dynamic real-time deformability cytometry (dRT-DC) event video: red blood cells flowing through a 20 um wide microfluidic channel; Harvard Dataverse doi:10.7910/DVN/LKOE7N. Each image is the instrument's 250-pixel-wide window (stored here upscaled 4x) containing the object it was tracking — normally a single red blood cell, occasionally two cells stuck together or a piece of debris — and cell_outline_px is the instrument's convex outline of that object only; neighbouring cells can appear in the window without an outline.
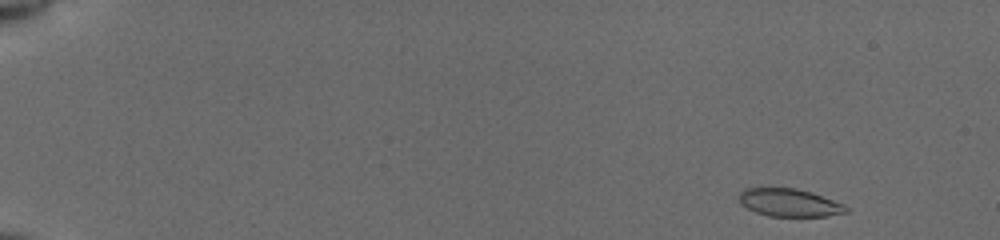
{"species": "common noctule bat (a hibernating species)", "species_latin": "Nyctalus noctula", "temperature_condition": "cold", "stored_images_in_passage": 50, "camera_frame_rate_fps": 3000, "um_per_image_px": 0.085, "animal": {"sex": "female", "body_mass_g": 19.5, "forearm_length_mm": 54.1}, "frame": {"image": 1, "passage_image": 1, "time_ms": 0.0, "image_size_px": [1000, 240], "cell_outline_px": [[848, 212], [828, 216], [768, 216], [756, 212], [740, 204], [740, 192], [744, 188], [796, 188], [812, 192], [844, 204], [848, 208]], "centroid_in_image_um": [67.11, 17.22], "position_along_channel_um": 17.9, "area_um2": 17.34}}
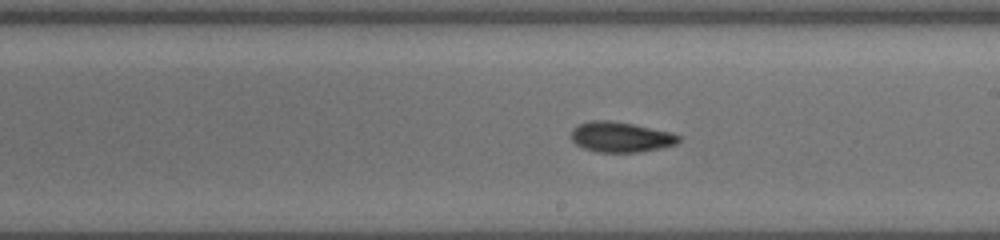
{"frame": {"image": 2, "passage_image": 29, "time_ms": 9.333, "image_size_px": [1000, 240], "cell_outline_px": [[680, 140], [676, 144], [660, 148], [640, 152], [596, 152], [584, 148], [576, 144], [572, 140], [572, 128], [580, 124], [592, 120], [608, 120], [632, 124], [672, 132], [680, 136]], "centroid_in_image_um": [52.77, 11.65], "position_along_channel_um": 236.2, "area_um2": 18.9}}
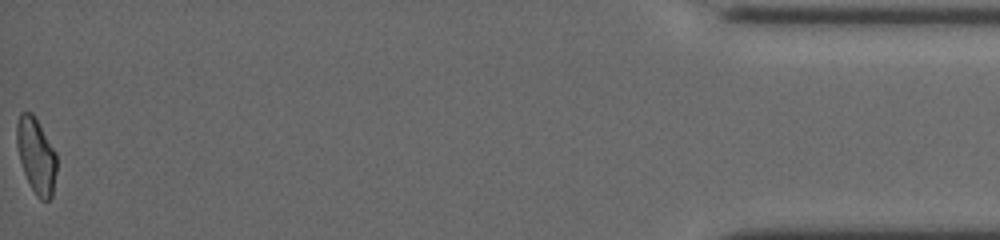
{"frame": {"image": 3, "passage_image": 50, "time_ms": 16.333, "image_size_px": [1000, 240], "cell_outline_px": [[56, 172], [52, 196], [48, 200], [40, 200], [36, 196], [24, 172], [20, 160], [16, 144], [16, 124], [20, 112], [32, 112], [56, 152]], "centroid_in_image_um": [3.07, 13.21], "position_along_channel_um": 432.1, "area_um2": 17.46}, "authors_computed_cell_mechanics": {"area_um2": 18.3226, "velocity_mm_per_s": 3.9456, "shape_relaxation_time_tau1_ms": 3.6008, "shape_relaxation_time_tau2_ms": 4.5816, "deformation_change_tau1": 0.1393, "deformation_change_tau2": 0.1091}}